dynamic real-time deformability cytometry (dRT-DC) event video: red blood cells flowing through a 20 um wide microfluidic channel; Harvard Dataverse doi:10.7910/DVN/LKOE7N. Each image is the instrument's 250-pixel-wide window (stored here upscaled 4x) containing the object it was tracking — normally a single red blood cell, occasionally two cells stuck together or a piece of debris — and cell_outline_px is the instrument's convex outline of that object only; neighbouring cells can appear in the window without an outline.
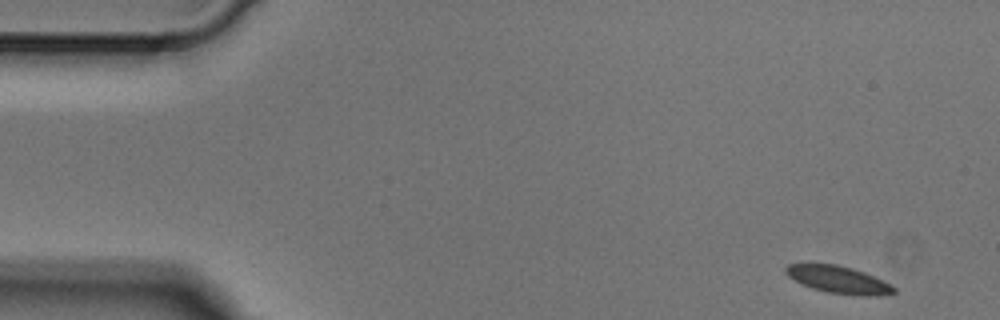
{"species": "Egyptian fruit bat (a non-hibernating species)", "species_latin": "Rousettus aegyptiacus", "temperature_condition": "cold", "stored_images_in_passage": 4, "camera_frame_rate_fps": 3000, "um_per_image_px": 0.085, "animal": {"sex": "male"}, "frame": {"image": 1, "passage_image": 1, "time_ms": 0.0, "image_size_px": [1000, 320], "cell_outline_px": [[896, 292], [880, 296], [860, 296], [828, 292], [812, 288], [800, 284], [788, 276], [784, 272], [784, 268], [788, 264], [836, 264], [852, 268], [864, 272], [896, 288]], "centroid_in_image_um": [71.23, 23.78], "position_along_channel_um": 13.8, "area_um2": 17.11}}
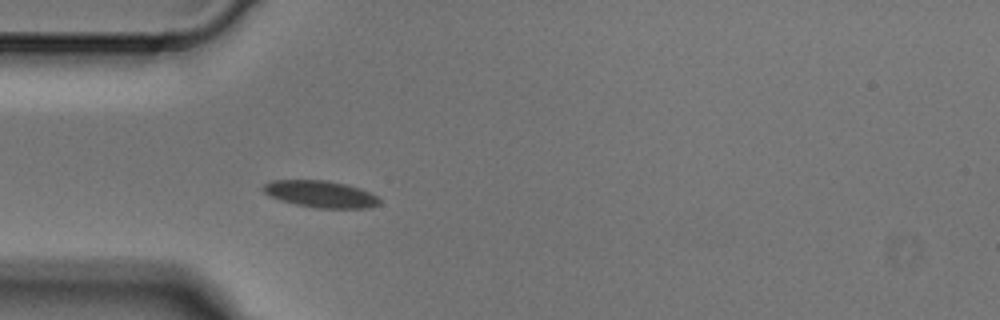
{"frame": {"image": 2, "passage_image": 4, "time_ms": 1.0, "image_size_px": [1000, 320], "cell_outline_px": [[380, 204], [368, 208], [320, 208], [296, 204], [280, 200], [264, 192], [260, 188], [264, 184], [272, 180], [328, 180], [360, 188], [376, 196], [380, 200]], "centroid_in_image_um": [27.24, 16.49], "position_along_channel_um": 57.8, "area_um2": 18.03}}